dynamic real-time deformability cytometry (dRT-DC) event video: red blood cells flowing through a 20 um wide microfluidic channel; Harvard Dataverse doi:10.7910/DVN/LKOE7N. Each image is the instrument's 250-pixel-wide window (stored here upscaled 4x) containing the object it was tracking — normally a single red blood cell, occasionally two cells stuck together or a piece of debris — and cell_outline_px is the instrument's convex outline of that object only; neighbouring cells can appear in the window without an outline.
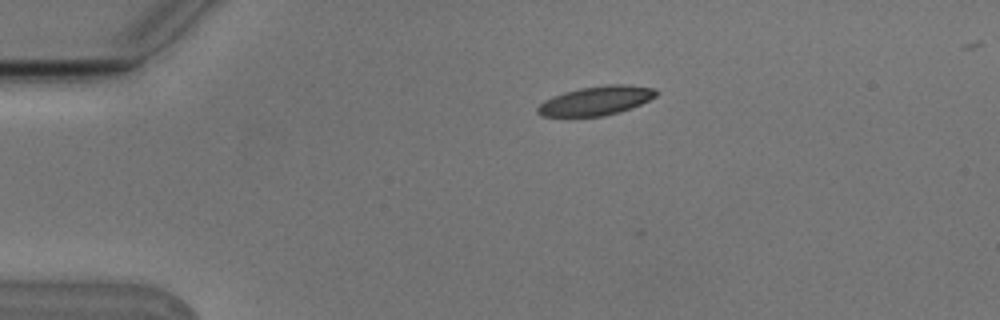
{"species": "Egyptian fruit bat (a non-hibernating species)", "species_latin": "Rousettus aegyptiacus", "temperature_condition": "cold", "stored_images_in_passage": 4, "camera_frame_rate_fps": 3000, "um_per_image_px": 0.085, "animal": {"sex": "male"}, "frame": {"image": 1, "passage_image": 1, "time_ms": 0.0, "image_size_px": [1000, 320], "cell_outline_px": [[660, 92], [656, 96], [632, 108], [620, 112], [604, 116], [540, 116], [536, 112], [536, 108], [544, 100], [564, 92], [580, 88], [608, 84], [624, 84], [656, 88]], "centroid_in_image_um": [50.69, 8.55], "position_along_channel_um": 34.3, "area_um2": 20.17}}
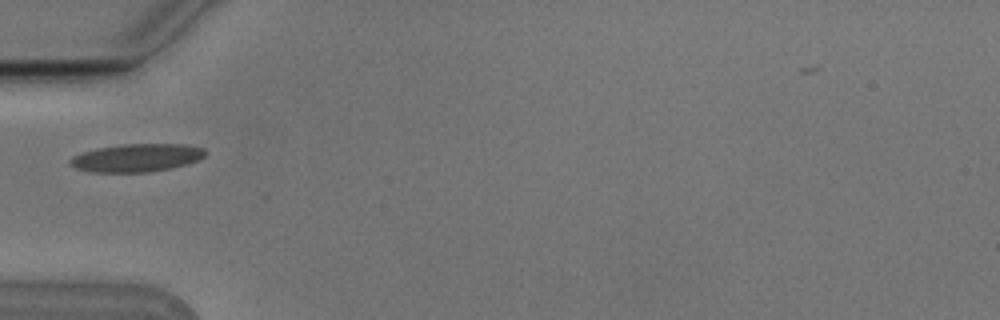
{"frame": {"image": 2, "passage_image": 3, "time_ms": 0.667, "image_size_px": [1000, 320], "cell_outline_px": [[204, 156], [196, 160], [184, 164], [168, 168], [148, 172], [92, 172], [76, 168], [68, 164], [68, 160], [72, 156], [80, 152], [96, 148], [124, 144], [184, 144], [204, 148]], "centroid_in_image_um": [11.52, 13.4], "position_along_channel_um": 73.5, "area_um2": 21.91}}